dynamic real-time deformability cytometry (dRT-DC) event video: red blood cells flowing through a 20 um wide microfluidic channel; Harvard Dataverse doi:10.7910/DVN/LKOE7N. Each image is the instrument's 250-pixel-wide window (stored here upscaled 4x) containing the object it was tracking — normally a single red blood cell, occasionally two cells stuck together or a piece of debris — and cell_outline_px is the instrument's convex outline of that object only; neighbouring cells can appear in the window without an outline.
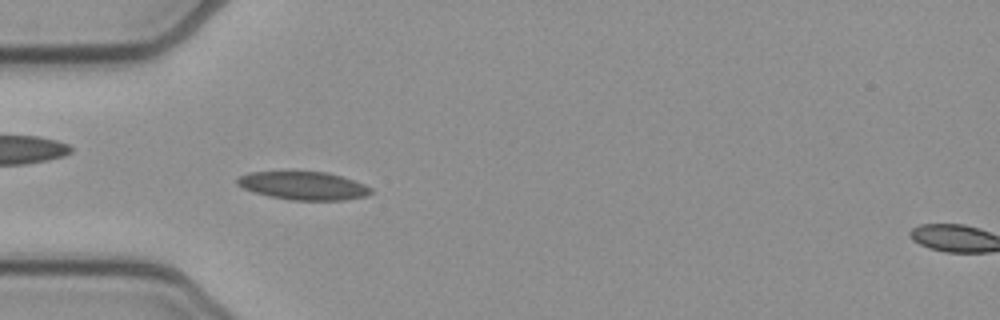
{"species": "common noctule bat (a hibernating species)", "species_latin": "Nyctalus noctula", "temperature_condition": "cold", "stored_images_in_passage": 51, "camera_frame_rate_fps": 3000, "um_per_image_px": 0.085, "animal": {"sex": "female", "body_mass_g": 21.9}, "frame": {"image": 1, "passage_image": 15, "time_ms": 4.667, "image_size_px": [1000, 320], "cell_outline_px": [[372, 192], [368, 196], [344, 200], [292, 200], [268, 196], [252, 192], [236, 184], [236, 180], [240, 176], [248, 172], [328, 172], [364, 184], [372, 188]], "centroid_in_image_um": [25.79, 15.79], "position_along_channel_um": 59.2, "area_um2": 21.91}}
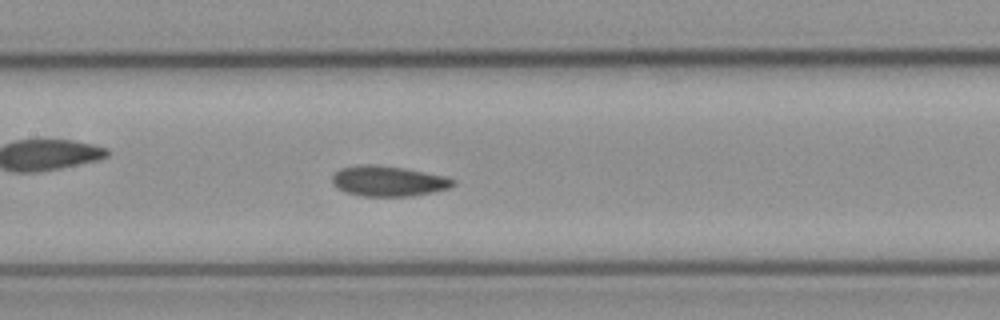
{"frame": {"image": 2, "passage_image": 24, "time_ms": 7.667, "image_size_px": [1000, 320], "cell_outline_px": [[456, 184], [452, 188], [412, 196], [360, 196], [344, 192], [336, 188], [332, 184], [332, 176], [340, 168], [360, 164], [376, 164], [404, 168], [444, 176], [456, 180]], "centroid_in_image_um": [32.99, 15.39], "position_along_channel_um": 174.4, "area_um2": 21.68}}
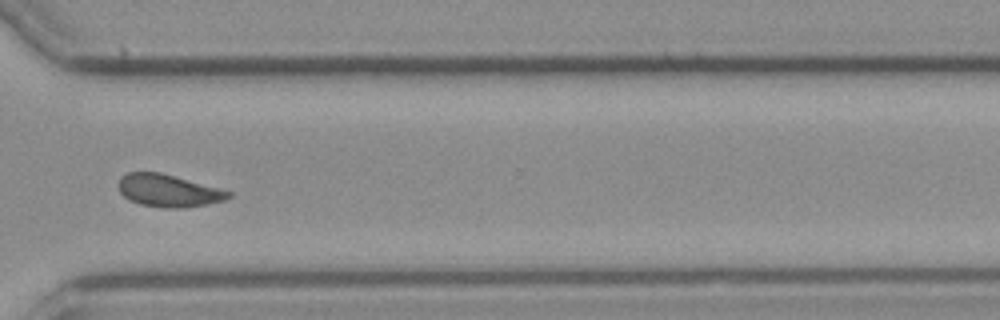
{"frame": {"image": 3, "passage_image": 38, "time_ms": 12.333, "image_size_px": [1000, 320], "cell_outline_px": [[232, 196], [224, 200], [208, 204], [184, 208], [164, 208], [140, 204], [128, 200], [120, 192], [116, 184], [120, 176], [128, 172], [160, 172], [232, 192]], "centroid_in_image_um": [14.26, 16.21], "position_along_channel_um": 356.3, "area_um2": 20.87}, "authors_computed_cell_mechanics": {"area_um2": 21.1548, "velocity_mm_per_s": 3.903, "shape_relaxation_time_tau1_ms": 6.3335, "shape_relaxation_time_tau2_ms": 4.3449, "deformation_change_tau1": 0.12, "deformation_change_tau2": 0.0614}}